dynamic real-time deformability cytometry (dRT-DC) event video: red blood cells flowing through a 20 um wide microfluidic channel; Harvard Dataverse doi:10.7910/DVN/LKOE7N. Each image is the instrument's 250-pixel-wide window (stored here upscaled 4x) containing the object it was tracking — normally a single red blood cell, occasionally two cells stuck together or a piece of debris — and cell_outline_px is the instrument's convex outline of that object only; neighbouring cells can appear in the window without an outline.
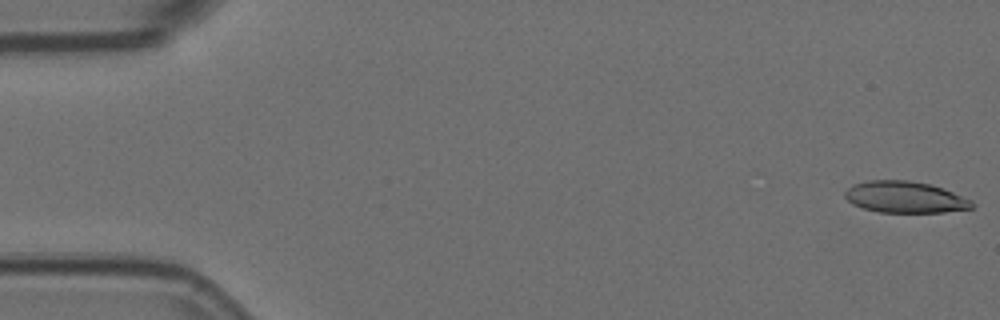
{"species": "Egyptian fruit bat (a non-hibernating species)", "species_latin": "Rousettus aegyptiacus", "temperature_condition": "room temperature", "stored_images_in_passage": 6, "camera_frame_rate_fps": 3000, "um_per_image_px": 0.085, "animal": {"sex": "female"}, "frame": {"image": 1, "passage_image": 1, "time_ms": 0.0, "image_size_px": [1000, 320], "cell_outline_px": [[976, 204], [972, 208], [944, 212], [880, 212], [864, 208], [852, 204], [844, 196], [844, 192], [852, 184], [868, 180], [908, 180], [932, 184], [944, 188], [972, 200]], "centroid_in_image_um": [76.94, 16.74], "position_along_channel_um": 8.1, "area_um2": 23.47}}
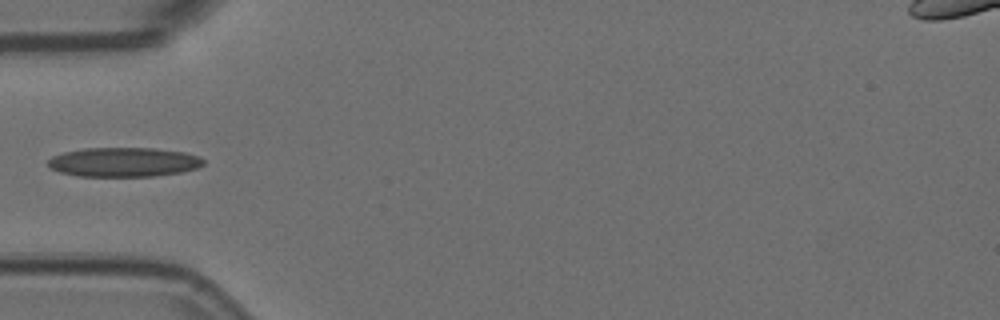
{"frame": {"image": 2, "passage_image": 5, "time_ms": 1.333, "image_size_px": [1000, 320], "cell_outline_px": [[204, 164], [196, 168], [180, 172], [156, 176], [80, 176], [60, 172], [52, 168], [48, 164], [48, 160], [52, 156], [64, 152], [84, 148], [152, 148], [184, 152], [200, 156], [204, 160]], "centroid_in_image_um": [10.53, 13.77], "position_along_channel_um": 74.5, "area_um2": 26.47}}
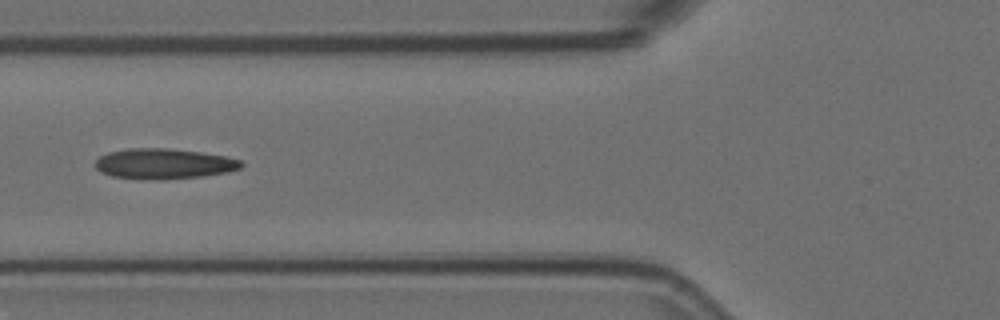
{"frame": {"image": 3, "passage_image": 6, "time_ms": 1.667, "image_size_px": [1000, 320], "cell_outline_px": [[244, 164], [240, 168], [228, 172], [204, 176], [164, 180], [140, 180], [112, 176], [100, 172], [96, 168], [96, 160], [100, 156], [108, 152], [128, 148], [168, 148], [200, 152], [224, 156], [240, 160]], "centroid_in_image_um": [13.9, 13.93], "position_along_channel_um": 111.9, "area_um2": 26.13}}